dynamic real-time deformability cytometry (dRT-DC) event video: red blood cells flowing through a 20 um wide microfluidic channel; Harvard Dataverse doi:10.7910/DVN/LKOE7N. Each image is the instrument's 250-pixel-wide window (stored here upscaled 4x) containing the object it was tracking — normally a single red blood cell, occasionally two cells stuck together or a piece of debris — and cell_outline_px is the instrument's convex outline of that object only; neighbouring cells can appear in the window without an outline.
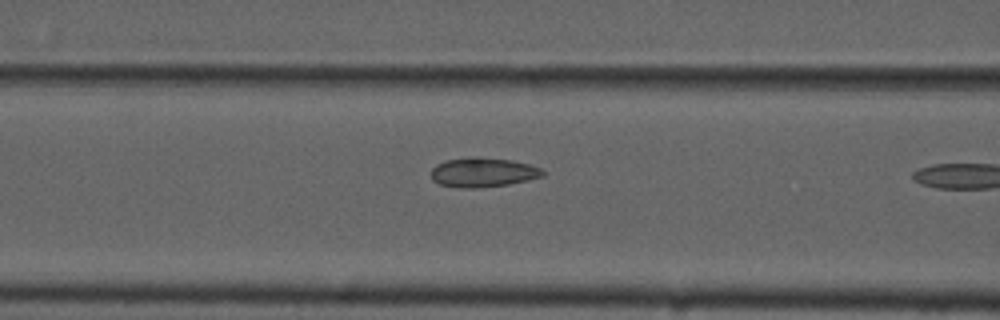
{"species": "common noctule bat (a hibernating species)", "species_latin": "Nyctalus noctula", "temperature_condition": "cold", "stored_images_in_passage": 10, "camera_frame_rate_fps": 3000, "um_per_image_px": 0.085, "animal": {"sex": "male", "forearm_length_mm": 52.5}, "frame": {"image": 1, "passage_image": 9, "time_ms": 2.667, "image_size_px": [1000, 320], "cell_outline_px": [[544, 176], [528, 180], [508, 184], [476, 188], [456, 188], [440, 184], [432, 180], [432, 168], [436, 164], [444, 160], [472, 156], [476, 156], [512, 160], [528, 164], [540, 168], [544, 172]], "centroid_in_image_um": [41.02, 14.64], "position_along_channel_um": 125.6, "area_um2": 19.31}}